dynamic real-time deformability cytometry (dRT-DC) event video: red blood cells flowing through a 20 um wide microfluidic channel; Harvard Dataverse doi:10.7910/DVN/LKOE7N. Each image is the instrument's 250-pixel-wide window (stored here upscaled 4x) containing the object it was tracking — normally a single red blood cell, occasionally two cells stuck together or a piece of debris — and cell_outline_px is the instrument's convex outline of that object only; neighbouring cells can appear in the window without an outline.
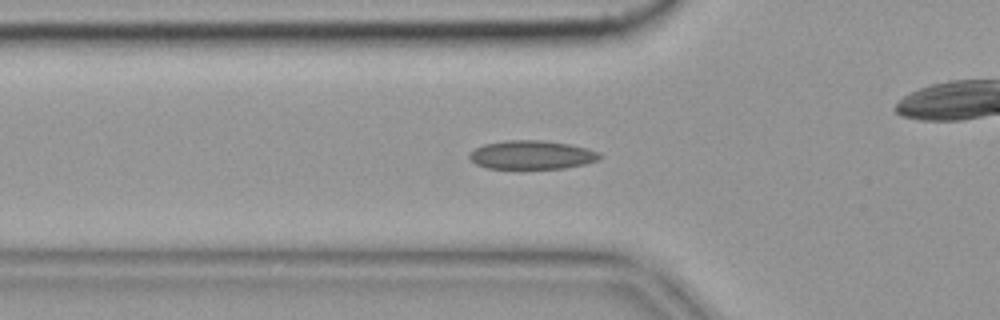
{"species": "common noctule bat (a hibernating species)", "species_latin": "Nyctalus noctula", "temperature_condition": "cold", "stored_images_in_passage": 54, "camera_frame_rate_fps": 3000, "um_per_image_px": 0.085, "animal": {"sex": "female", "body_mass_g": 19.9}, "frame": {"image": 1, "passage_image": 16, "time_ms": 5.0, "image_size_px": [1000, 320], "cell_outline_px": [[600, 160], [584, 164], [564, 168], [484, 168], [476, 164], [468, 156], [476, 148], [484, 144], [504, 140], [544, 140], [568, 144], [588, 148], [600, 152]], "centroid_in_image_um": [45.22, 13.16], "position_along_channel_um": 80.6, "area_um2": 21.73}, "authors_computed_cell_mechanics": {"area_um2": 21.0681, "velocity_mm_per_s": 3.5819, "shape_relaxation_time_tau1_ms": 9.5648, "shape_relaxation_time_tau2_ms": 2.4123, "deformation_change_tau1": 0.1707, "deformation_change_tau2": 0.0572}}